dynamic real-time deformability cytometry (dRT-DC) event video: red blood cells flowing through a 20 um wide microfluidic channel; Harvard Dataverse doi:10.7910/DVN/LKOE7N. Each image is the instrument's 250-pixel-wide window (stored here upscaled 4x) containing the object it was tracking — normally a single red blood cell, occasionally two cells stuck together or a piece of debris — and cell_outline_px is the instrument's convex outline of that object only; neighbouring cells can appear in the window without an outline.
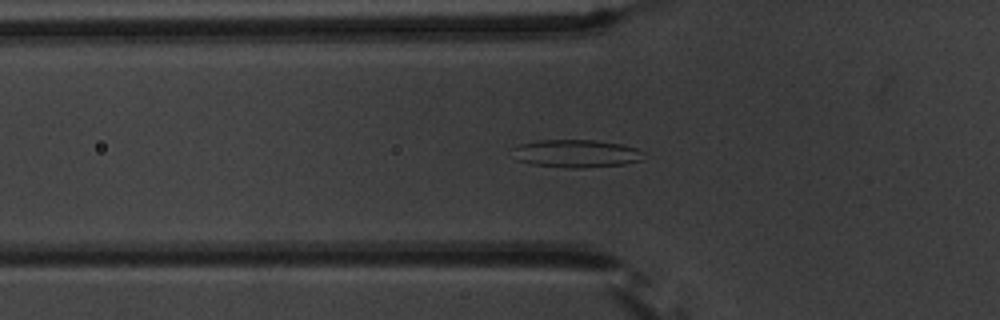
{"species": "common noctule bat (a hibernating species)", "species_latin": "Nyctalus noctula", "temperature_condition": "warm", "stored_images_in_passage": 56, "camera_frame_rate_fps": 3000, "um_per_image_px": 0.085, "animal": {"sex": "male", "body_mass_g": 20.1, "forearm_length_mm": 53.5}, "frame": {"image": 1, "passage_image": 20, "time_ms": 6.333, "image_size_px": [1000, 320], "cell_outline_px": [[644, 160], [624, 164], [584, 168], [568, 168], [532, 164], [516, 160], [512, 148], [520, 144], [536, 140], [592, 140], [620, 144], [636, 148], [644, 152]], "centroid_in_image_um": [48.98, 13.05], "position_along_channel_um": 76.8, "area_um2": 21.39}}
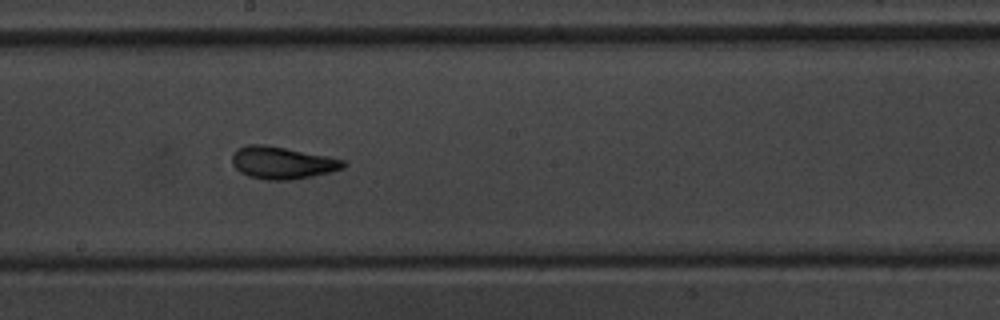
{"frame": {"image": 2, "passage_image": 32, "time_ms": 10.333, "image_size_px": [1000, 320], "cell_outline_px": [[348, 164], [344, 168], [332, 172], [292, 180], [268, 180], [248, 176], [240, 172], [232, 164], [232, 152], [236, 148], [248, 144], [264, 144], [344, 160]], "centroid_in_image_um": [23.96, 13.84], "position_along_channel_um": 224.2, "area_um2": 20.92}}
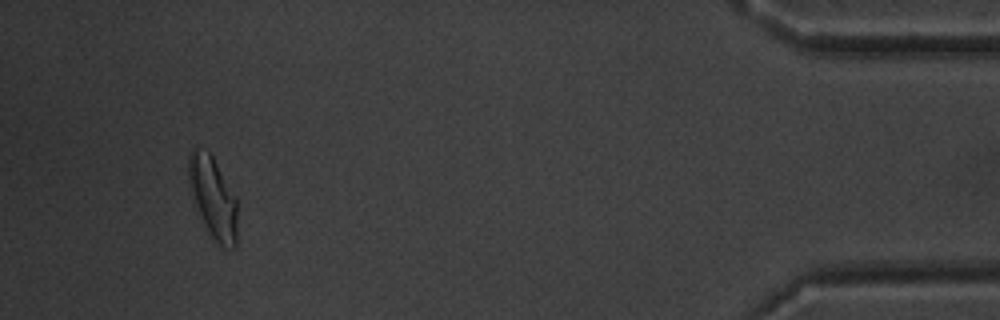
{"frame": {"image": 3, "passage_image": 53, "time_ms": 17.333, "image_size_px": [1000, 320], "cell_outline_px": [[236, 248], [220, 248], [212, 244], [192, 204], [188, 180], [188, 156], [192, 148], [196, 144], [208, 152], [212, 156], [236, 196]], "centroid_in_image_um": [18.05, 16.87], "position_along_channel_um": 417.1, "area_um2": 24.39}, "authors_computed_cell_mechanics": {"area_um2": 21.2126, "velocity_mm_per_s": 3.6611, "shape_relaxation_time_tau1_ms": 6.7766, "shape_relaxation_time_tau2_ms": 1.747, "deformation_change_tau1": 0.1799, "deformation_change_tau2": 0.0858}}